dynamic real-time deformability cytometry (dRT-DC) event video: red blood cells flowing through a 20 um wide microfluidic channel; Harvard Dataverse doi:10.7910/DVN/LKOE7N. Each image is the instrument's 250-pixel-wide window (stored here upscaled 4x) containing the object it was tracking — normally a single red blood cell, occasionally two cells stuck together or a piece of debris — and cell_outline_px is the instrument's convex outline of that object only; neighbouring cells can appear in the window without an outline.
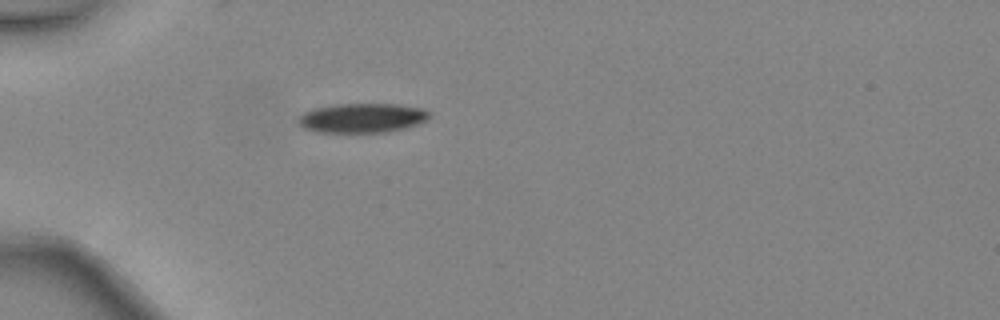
{"species": "common noctule bat (a hibernating species)", "species_latin": "Nyctalus noctula", "temperature_condition": "warm", "stored_images_in_passage": 33, "camera_frame_rate_fps": 3000, "um_per_image_px": 0.085, "animal": {"sex": "female", "body_mass_g": 24.6, "forearm_length_mm": 56.2}, "frame": {"image": 1, "passage_image": 1, "time_ms": 0.0, "image_size_px": [1000, 320], "cell_outline_px": [[428, 116], [424, 120], [416, 124], [404, 128], [388, 132], [316, 132], [304, 128], [300, 124], [300, 116], [304, 112], [312, 108], [336, 104], [396, 104], [420, 108], [428, 112]], "centroid_in_image_um": [30.73, 10.02], "position_along_channel_um": 54.3, "area_um2": 22.14}}
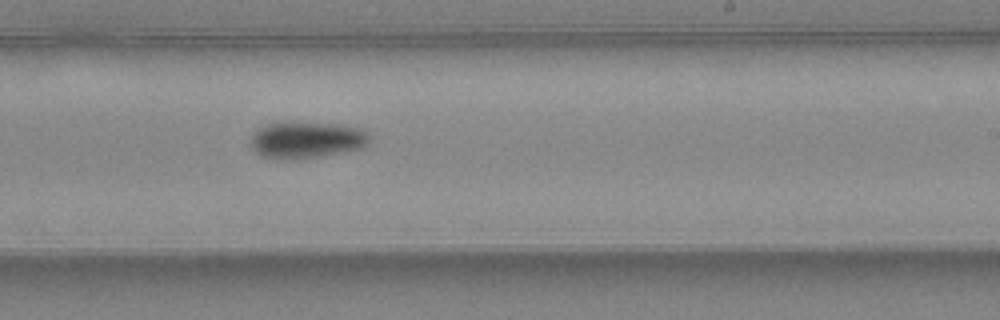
{"frame": {"image": 2, "passage_image": 16, "time_ms": 5.0, "image_size_px": [1000, 320], "cell_outline_px": [[368, 144], [364, 148], [320, 156], [296, 160], [280, 160], [260, 156], [252, 148], [252, 132], [268, 124], [336, 124], [360, 128], [368, 132]], "centroid_in_image_um": [26.06, 11.94], "position_along_channel_um": 262.9, "area_um2": 24.97}}
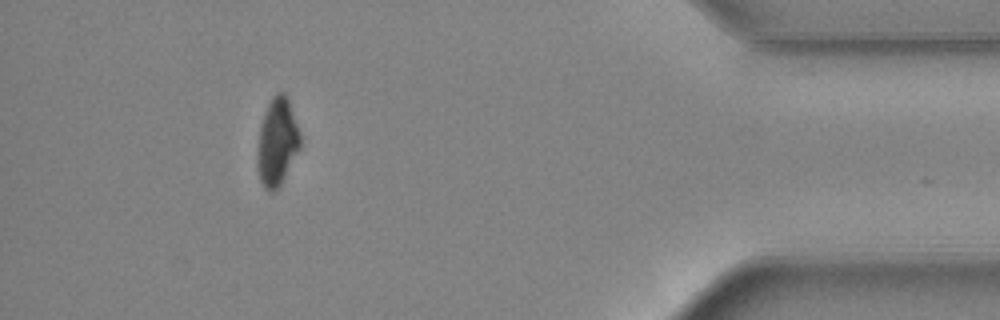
{"frame": {"image": 3, "passage_image": 29, "time_ms": 9.333, "image_size_px": [1000, 320], "cell_outline_px": [[300, 148], [280, 184], [272, 192], [268, 192], [264, 188], [260, 180], [256, 164], [256, 152], [260, 124], [264, 112], [272, 96], [276, 92], [284, 92], [288, 100], [300, 132]], "centroid_in_image_um": [23.52, 12.06], "position_along_channel_um": 411.7, "area_um2": 21.91}, "authors_computed_cell_mechanics": {"area_um2": 23.987, "velocity_mm_per_s": 4.5125, "shape_relaxation_time_tau1_ms": 3.0897, "shape_relaxation_time_tau2_ms": null, "deformation_change_tau1": 0.1293, "deformation_change_tau2": null}}